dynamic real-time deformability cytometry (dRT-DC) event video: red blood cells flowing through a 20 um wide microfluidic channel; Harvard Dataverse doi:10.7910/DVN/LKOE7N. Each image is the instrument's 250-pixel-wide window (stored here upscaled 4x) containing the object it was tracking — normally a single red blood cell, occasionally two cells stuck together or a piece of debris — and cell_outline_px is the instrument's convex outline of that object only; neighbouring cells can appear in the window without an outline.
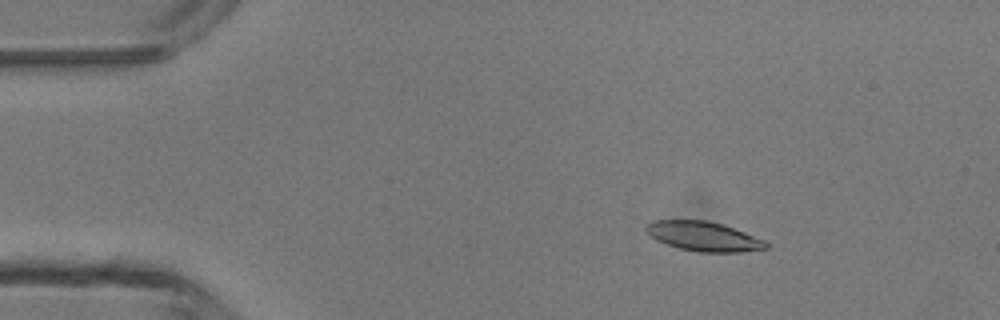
{"species": "common noctule bat (a hibernating species)", "species_latin": "Nyctalus noctula", "temperature_condition": "room temperature", "stored_images_in_passage": 4, "camera_frame_rate_fps": 3000, "um_per_image_px": 0.085, "animal": {"sex": "male", "body_mass_g": 13.3}, "frame": {"image": 1, "passage_image": 2, "time_ms": 1.0, "image_size_px": [1000, 320], "cell_outline_px": [[768, 248], [740, 252], [700, 252], [680, 248], [656, 240], [644, 228], [644, 224], [652, 220], [708, 220], [724, 224], [764, 240], [768, 244]], "centroid_in_image_um": [59.79, 20.07], "position_along_channel_um": 25.2, "area_um2": 20.58}}